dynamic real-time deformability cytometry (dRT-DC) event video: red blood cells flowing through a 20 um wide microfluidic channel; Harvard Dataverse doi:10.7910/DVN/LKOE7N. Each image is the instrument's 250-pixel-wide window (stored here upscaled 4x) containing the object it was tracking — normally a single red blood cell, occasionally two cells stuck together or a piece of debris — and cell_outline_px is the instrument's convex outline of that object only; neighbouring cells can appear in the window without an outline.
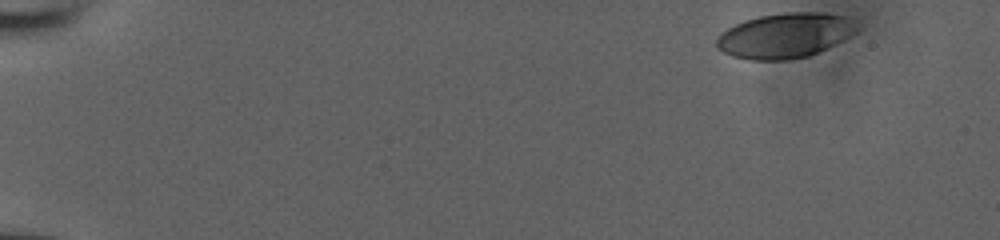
{"species": "human", "species_latin": "Homo sapiens", "temperature_condition": "room temperature", "stored_images_in_passage": 41, "camera_frame_rate_fps": 3000, "um_per_image_px": 0.085, "donor": {"sex": "male"}, "frame": {"image": 1, "passage_image": 1, "time_ms": 0.0, "image_size_px": [1000, 240], "cell_outline_px": [[860, 28], [856, 32], [844, 40], [808, 56], [788, 60], [752, 60], [732, 56], [724, 52], [716, 44], [716, 40], [720, 32], [744, 20], [760, 16], [788, 12], [824, 12], [844, 16]], "centroid_in_image_um": [66.72, 3.02], "position_along_channel_um": 18.3, "area_um2": 36.59}}
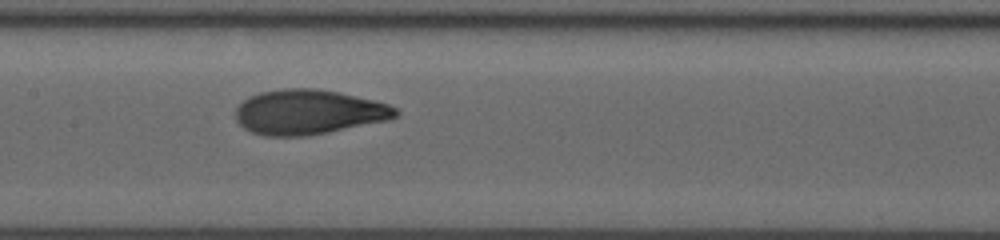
{"frame": {"image": 2, "passage_image": 24, "time_ms": 7.667, "image_size_px": [1000, 240], "cell_outline_px": [[400, 112], [396, 116], [388, 120], [308, 136], [264, 136], [252, 132], [244, 128], [236, 120], [236, 108], [244, 100], [260, 92], [284, 88], [316, 88], [340, 92], [388, 104], [396, 108]], "centroid_in_image_um": [26.22, 9.53], "position_along_channel_um": 181.2, "area_um2": 41.67}}
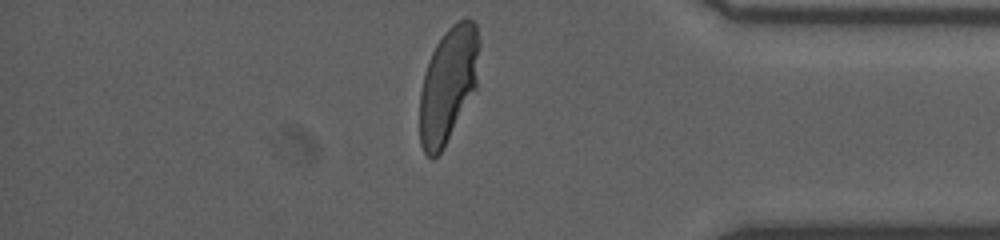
{"frame": {"image": 3, "passage_image": 41, "time_ms": 13.333, "image_size_px": [1000, 240], "cell_outline_px": [[480, 44], [476, 88], [444, 148], [432, 160], [424, 152], [420, 144], [420, 92], [424, 72], [428, 60], [436, 44], [444, 32], [452, 24], [468, 16], [476, 24], [480, 40]], "centroid_in_image_um": [38.1, 7.17], "position_along_channel_um": 397.1, "area_um2": 40.34}}